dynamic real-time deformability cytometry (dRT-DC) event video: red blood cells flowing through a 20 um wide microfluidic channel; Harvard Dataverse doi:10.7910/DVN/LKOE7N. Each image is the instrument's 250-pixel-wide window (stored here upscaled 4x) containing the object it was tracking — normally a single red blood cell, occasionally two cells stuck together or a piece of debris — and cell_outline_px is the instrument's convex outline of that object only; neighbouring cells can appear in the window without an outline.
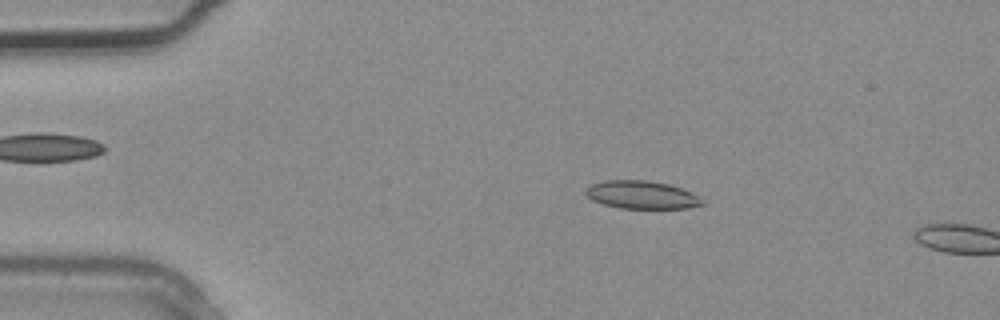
{"species": "common noctule bat (a hibernating species)", "species_latin": "Nyctalus noctula", "temperature_condition": "warm", "stored_images_in_passage": 2, "camera_frame_rate_fps": 3000, "um_per_image_px": 0.085, "animal": {"sex": "male", "body_mass_g": 20.4}, "frame": {"image": 1, "passage_image": 1, "time_ms": 0.0, "image_size_px": [1000, 320], "cell_outline_px": [[704, 204], [688, 208], [620, 208], [604, 204], [592, 200], [584, 192], [584, 188], [592, 184], [604, 180], [648, 180], [668, 184], [692, 192]], "centroid_in_image_um": [54.49, 16.55], "position_along_channel_um": 30.5, "area_um2": 18.84}}